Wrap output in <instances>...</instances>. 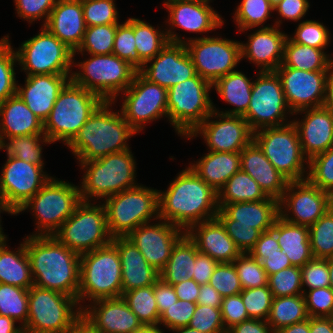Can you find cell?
Listing matches in <instances>:
<instances>
[{
	"mask_svg": "<svg viewBox=\"0 0 333 333\" xmlns=\"http://www.w3.org/2000/svg\"><path fill=\"white\" fill-rule=\"evenodd\" d=\"M121 260L122 294L136 288L154 285L159 271L151 266L139 249L126 237L112 238Z\"/></svg>",
	"mask_w": 333,
	"mask_h": 333,
	"instance_id": "cell-28",
	"label": "cell"
},
{
	"mask_svg": "<svg viewBox=\"0 0 333 333\" xmlns=\"http://www.w3.org/2000/svg\"><path fill=\"white\" fill-rule=\"evenodd\" d=\"M43 27L40 34L22 44L17 60L23 70H30L28 75H68L73 51Z\"/></svg>",
	"mask_w": 333,
	"mask_h": 333,
	"instance_id": "cell-14",
	"label": "cell"
},
{
	"mask_svg": "<svg viewBox=\"0 0 333 333\" xmlns=\"http://www.w3.org/2000/svg\"><path fill=\"white\" fill-rule=\"evenodd\" d=\"M56 2L57 0H15L17 13L25 19H31L33 22L35 19L47 15L44 25L47 23Z\"/></svg>",
	"mask_w": 333,
	"mask_h": 333,
	"instance_id": "cell-65",
	"label": "cell"
},
{
	"mask_svg": "<svg viewBox=\"0 0 333 333\" xmlns=\"http://www.w3.org/2000/svg\"><path fill=\"white\" fill-rule=\"evenodd\" d=\"M216 204H218V192L189 167L177 176L166 193L159 192L160 212L156 218L170 221V224L179 228L187 227L192 231L191 229H194L203 217L207 216L206 220L216 218L219 210ZM211 210L213 212L210 215L208 213Z\"/></svg>",
	"mask_w": 333,
	"mask_h": 333,
	"instance_id": "cell-2",
	"label": "cell"
},
{
	"mask_svg": "<svg viewBox=\"0 0 333 333\" xmlns=\"http://www.w3.org/2000/svg\"><path fill=\"white\" fill-rule=\"evenodd\" d=\"M122 296V269L117 248L108 244L80 254V286L77 301Z\"/></svg>",
	"mask_w": 333,
	"mask_h": 333,
	"instance_id": "cell-5",
	"label": "cell"
},
{
	"mask_svg": "<svg viewBox=\"0 0 333 333\" xmlns=\"http://www.w3.org/2000/svg\"><path fill=\"white\" fill-rule=\"evenodd\" d=\"M207 4L197 0H169L164 3L169 9L172 25L191 32H208L222 26L220 16Z\"/></svg>",
	"mask_w": 333,
	"mask_h": 333,
	"instance_id": "cell-32",
	"label": "cell"
},
{
	"mask_svg": "<svg viewBox=\"0 0 333 333\" xmlns=\"http://www.w3.org/2000/svg\"><path fill=\"white\" fill-rule=\"evenodd\" d=\"M28 291L29 289L0 283V316L10 317L16 320H24L28 317Z\"/></svg>",
	"mask_w": 333,
	"mask_h": 333,
	"instance_id": "cell-46",
	"label": "cell"
},
{
	"mask_svg": "<svg viewBox=\"0 0 333 333\" xmlns=\"http://www.w3.org/2000/svg\"><path fill=\"white\" fill-rule=\"evenodd\" d=\"M307 0H282L274 10H278L283 18L299 20L308 10Z\"/></svg>",
	"mask_w": 333,
	"mask_h": 333,
	"instance_id": "cell-69",
	"label": "cell"
},
{
	"mask_svg": "<svg viewBox=\"0 0 333 333\" xmlns=\"http://www.w3.org/2000/svg\"><path fill=\"white\" fill-rule=\"evenodd\" d=\"M124 92L127 96L121 112L136 132L141 130L142 122L168 115L167 89L147 80L139 71Z\"/></svg>",
	"mask_w": 333,
	"mask_h": 333,
	"instance_id": "cell-17",
	"label": "cell"
},
{
	"mask_svg": "<svg viewBox=\"0 0 333 333\" xmlns=\"http://www.w3.org/2000/svg\"><path fill=\"white\" fill-rule=\"evenodd\" d=\"M275 72L280 77L285 99L293 112L308 107H322L328 71H304L281 64Z\"/></svg>",
	"mask_w": 333,
	"mask_h": 333,
	"instance_id": "cell-19",
	"label": "cell"
},
{
	"mask_svg": "<svg viewBox=\"0 0 333 333\" xmlns=\"http://www.w3.org/2000/svg\"><path fill=\"white\" fill-rule=\"evenodd\" d=\"M28 238L25 247L31 274L36 275L33 279L34 285L77 299L80 286V254L61 244L53 235L35 234Z\"/></svg>",
	"mask_w": 333,
	"mask_h": 333,
	"instance_id": "cell-1",
	"label": "cell"
},
{
	"mask_svg": "<svg viewBox=\"0 0 333 333\" xmlns=\"http://www.w3.org/2000/svg\"><path fill=\"white\" fill-rule=\"evenodd\" d=\"M16 52L12 50L8 39L0 40V103L16 94L14 62Z\"/></svg>",
	"mask_w": 333,
	"mask_h": 333,
	"instance_id": "cell-51",
	"label": "cell"
},
{
	"mask_svg": "<svg viewBox=\"0 0 333 333\" xmlns=\"http://www.w3.org/2000/svg\"><path fill=\"white\" fill-rule=\"evenodd\" d=\"M14 323L15 320L10 317L0 316V333H24L23 328H15Z\"/></svg>",
	"mask_w": 333,
	"mask_h": 333,
	"instance_id": "cell-78",
	"label": "cell"
},
{
	"mask_svg": "<svg viewBox=\"0 0 333 333\" xmlns=\"http://www.w3.org/2000/svg\"><path fill=\"white\" fill-rule=\"evenodd\" d=\"M280 250L276 234L272 230L262 232L248 254H272Z\"/></svg>",
	"mask_w": 333,
	"mask_h": 333,
	"instance_id": "cell-70",
	"label": "cell"
},
{
	"mask_svg": "<svg viewBox=\"0 0 333 333\" xmlns=\"http://www.w3.org/2000/svg\"><path fill=\"white\" fill-rule=\"evenodd\" d=\"M121 297L143 326H156L159 323L160 315L155 301L154 285L129 290Z\"/></svg>",
	"mask_w": 333,
	"mask_h": 333,
	"instance_id": "cell-44",
	"label": "cell"
},
{
	"mask_svg": "<svg viewBox=\"0 0 333 333\" xmlns=\"http://www.w3.org/2000/svg\"><path fill=\"white\" fill-rule=\"evenodd\" d=\"M103 102L100 96L73 83L69 78L49 117L44 121L43 142L63 140L69 144Z\"/></svg>",
	"mask_w": 333,
	"mask_h": 333,
	"instance_id": "cell-4",
	"label": "cell"
},
{
	"mask_svg": "<svg viewBox=\"0 0 333 333\" xmlns=\"http://www.w3.org/2000/svg\"><path fill=\"white\" fill-rule=\"evenodd\" d=\"M197 303L179 300L160 315L159 323H164L170 329L188 326L194 314Z\"/></svg>",
	"mask_w": 333,
	"mask_h": 333,
	"instance_id": "cell-63",
	"label": "cell"
},
{
	"mask_svg": "<svg viewBox=\"0 0 333 333\" xmlns=\"http://www.w3.org/2000/svg\"><path fill=\"white\" fill-rule=\"evenodd\" d=\"M303 295L274 297L267 323L273 332L308 319Z\"/></svg>",
	"mask_w": 333,
	"mask_h": 333,
	"instance_id": "cell-43",
	"label": "cell"
},
{
	"mask_svg": "<svg viewBox=\"0 0 333 333\" xmlns=\"http://www.w3.org/2000/svg\"><path fill=\"white\" fill-rule=\"evenodd\" d=\"M6 243H0V283L30 289L34 283L25 242L16 254L7 250Z\"/></svg>",
	"mask_w": 333,
	"mask_h": 333,
	"instance_id": "cell-38",
	"label": "cell"
},
{
	"mask_svg": "<svg viewBox=\"0 0 333 333\" xmlns=\"http://www.w3.org/2000/svg\"><path fill=\"white\" fill-rule=\"evenodd\" d=\"M181 237L179 227L164 221L152 226L142 224L126 238L139 249L146 261L160 272L166 266L173 247Z\"/></svg>",
	"mask_w": 333,
	"mask_h": 333,
	"instance_id": "cell-22",
	"label": "cell"
},
{
	"mask_svg": "<svg viewBox=\"0 0 333 333\" xmlns=\"http://www.w3.org/2000/svg\"><path fill=\"white\" fill-rule=\"evenodd\" d=\"M81 201L79 188L64 181H57L50 178L15 214L27 209L31 205V209L36 211L35 214L39 221L38 228H42L41 231H48L45 234L40 233L38 235L50 236L74 213Z\"/></svg>",
	"mask_w": 333,
	"mask_h": 333,
	"instance_id": "cell-13",
	"label": "cell"
},
{
	"mask_svg": "<svg viewBox=\"0 0 333 333\" xmlns=\"http://www.w3.org/2000/svg\"><path fill=\"white\" fill-rule=\"evenodd\" d=\"M296 126L303 154L312 159L333 147V113L323 107L307 111L302 123L293 122Z\"/></svg>",
	"mask_w": 333,
	"mask_h": 333,
	"instance_id": "cell-29",
	"label": "cell"
},
{
	"mask_svg": "<svg viewBox=\"0 0 333 333\" xmlns=\"http://www.w3.org/2000/svg\"><path fill=\"white\" fill-rule=\"evenodd\" d=\"M156 190L137 186L107 197L104 204L111 238L127 237L133 230L158 213Z\"/></svg>",
	"mask_w": 333,
	"mask_h": 333,
	"instance_id": "cell-8",
	"label": "cell"
},
{
	"mask_svg": "<svg viewBox=\"0 0 333 333\" xmlns=\"http://www.w3.org/2000/svg\"><path fill=\"white\" fill-rule=\"evenodd\" d=\"M53 236L78 254L110 244L112 238L107 227L104 205L91 206L89 201L82 200Z\"/></svg>",
	"mask_w": 333,
	"mask_h": 333,
	"instance_id": "cell-10",
	"label": "cell"
},
{
	"mask_svg": "<svg viewBox=\"0 0 333 333\" xmlns=\"http://www.w3.org/2000/svg\"><path fill=\"white\" fill-rule=\"evenodd\" d=\"M118 24H105L86 27L83 41L78 48L82 52L87 49L90 55L112 54L114 37Z\"/></svg>",
	"mask_w": 333,
	"mask_h": 333,
	"instance_id": "cell-47",
	"label": "cell"
},
{
	"mask_svg": "<svg viewBox=\"0 0 333 333\" xmlns=\"http://www.w3.org/2000/svg\"><path fill=\"white\" fill-rule=\"evenodd\" d=\"M215 112V113H214ZM213 112L201 124H199L189 135L196 136L198 131H202L207 145L211 151L215 152H241L252 140L253 131L250 129L248 122L239 115H228L223 112L219 117L224 120L209 122ZM208 121V122H207Z\"/></svg>",
	"mask_w": 333,
	"mask_h": 333,
	"instance_id": "cell-20",
	"label": "cell"
},
{
	"mask_svg": "<svg viewBox=\"0 0 333 333\" xmlns=\"http://www.w3.org/2000/svg\"><path fill=\"white\" fill-rule=\"evenodd\" d=\"M221 210L235 224L250 225V227L265 232L273 228L279 217V201L268 197L255 202H237L225 204Z\"/></svg>",
	"mask_w": 333,
	"mask_h": 333,
	"instance_id": "cell-34",
	"label": "cell"
},
{
	"mask_svg": "<svg viewBox=\"0 0 333 333\" xmlns=\"http://www.w3.org/2000/svg\"><path fill=\"white\" fill-rule=\"evenodd\" d=\"M310 172L307 180L325 192L333 191V147L308 160Z\"/></svg>",
	"mask_w": 333,
	"mask_h": 333,
	"instance_id": "cell-52",
	"label": "cell"
},
{
	"mask_svg": "<svg viewBox=\"0 0 333 333\" xmlns=\"http://www.w3.org/2000/svg\"><path fill=\"white\" fill-rule=\"evenodd\" d=\"M310 333H333V317H309Z\"/></svg>",
	"mask_w": 333,
	"mask_h": 333,
	"instance_id": "cell-74",
	"label": "cell"
},
{
	"mask_svg": "<svg viewBox=\"0 0 333 333\" xmlns=\"http://www.w3.org/2000/svg\"><path fill=\"white\" fill-rule=\"evenodd\" d=\"M286 39L282 64L304 71H330L333 61L327 59L322 49L295 43Z\"/></svg>",
	"mask_w": 333,
	"mask_h": 333,
	"instance_id": "cell-40",
	"label": "cell"
},
{
	"mask_svg": "<svg viewBox=\"0 0 333 333\" xmlns=\"http://www.w3.org/2000/svg\"><path fill=\"white\" fill-rule=\"evenodd\" d=\"M275 333H310L309 332V318L278 329Z\"/></svg>",
	"mask_w": 333,
	"mask_h": 333,
	"instance_id": "cell-75",
	"label": "cell"
},
{
	"mask_svg": "<svg viewBox=\"0 0 333 333\" xmlns=\"http://www.w3.org/2000/svg\"><path fill=\"white\" fill-rule=\"evenodd\" d=\"M202 333H227L224 328L221 309L197 304L188 325Z\"/></svg>",
	"mask_w": 333,
	"mask_h": 333,
	"instance_id": "cell-59",
	"label": "cell"
},
{
	"mask_svg": "<svg viewBox=\"0 0 333 333\" xmlns=\"http://www.w3.org/2000/svg\"><path fill=\"white\" fill-rule=\"evenodd\" d=\"M133 30L136 50L145 65L152 61L168 42L185 44V41L179 40L175 34H171L170 30L167 34L158 33L154 27L139 19L133 18Z\"/></svg>",
	"mask_w": 333,
	"mask_h": 333,
	"instance_id": "cell-41",
	"label": "cell"
},
{
	"mask_svg": "<svg viewBox=\"0 0 333 333\" xmlns=\"http://www.w3.org/2000/svg\"><path fill=\"white\" fill-rule=\"evenodd\" d=\"M209 284L222 297L236 295L242 291V286L233 263H218L211 275Z\"/></svg>",
	"mask_w": 333,
	"mask_h": 333,
	"instance_id": "cell-58",
	"label": "cell"
},
{
	"mask_svg": "<svg viewBox=\"0 0 333 333\" xmlns=\"http://www.w3.org/2000/svg\"><path fill=\"white\" fill-rule=\"evenodd\" d=\"M42 167L8 156L0 178V196L14 214L50 180L41 173Z\"/></svg>",
	"mask_w": 333,
	"mask_h": 333,
	"instance_id": "cell-18",
	"label": "cell"
},
{
	"mask_svg": "<svg viewBox=\"0 0 333 333\" xmlns=\"http://www.w3.org/2000/svg\"><path fill=\"white\" fill-rule=\"evenodd\" d=\"M68 75H27L25 88L17 87L16 94L43 123L49 117L59 93L67 84Z\"/></svg>",
	"mask_w": 333,
	"mask_h": 333,
	"instance_id": "cell-26",
	"label": "cell"
},
{
	"mask_svg": "<svg viewBox=\"0 0 333 333\" xmlns=\"http://www.w3.org/2000/svg\"><path fill=\"white\" fill-rule=\"evenodd\" d=\"M197 253L195 243L183 233L173 247L166 266L159 272L160 278L171 285L181 283L187 278L193 279L192 268Z\"/></svg>",
	"mask_w": 333,
	"mask_h": 333,
	"instance_id": "cell-37",
	"label": "cell"
},
{
	"mask_svg": "<svg viewBox=\"0 0 333 333\" xmlns=\"http://www.w3.org/2000/svg\"><path fill=\"white\" fill-rule=\"evenodd\" d=\"M134 161L129 149L95 160L80 161L82 167L89 166L80 190L81 200H88L89 195L109 197L137 187L133 184L135 176Z\"/></svg>",
	"mask_w": 333,
	"mask_h": 333,
	"instance_id": "cell-7",
	"label": "cell"
},
{
	"mask_svg": "<svg viewBox=\"0 0 333 333\" xmlns=\"http://www.w3.org/2000/svg\"><path fill=\"white\" fill-rule=\"evenodd\" d=\"M274 10L268 0H243L238 6L235 19L240 30H246L261 25Z\"/></svg>",
	"mask_w": 333,
	"mask_h": 333,
	"instance_id": "cell-56",
	"label": "cell"
},
{
	"mask_svg": "<svg viewBox=\"0 0 333 333\" xmlns=\"http://www.w3.org/2000/svg\"><path fill=\"white\" fill-rule=\"evenodd\" d=\"M267 321L259 319H248L239 324L234 325L227 333H270L267 327ZM275 333V332H273Z\"/></svg>",
	"mask_w": 333,
	"mask_h": 333,
	"instance_id": "cell-73",
	"label": "cell"
},
{
	"mask_svg": "<svg viewBox=\"0 0 333 333\" xmlns=\"http://www.w3.org/2000/svg\"><path fill=\"white\" fill-rule=\"evenodd\" d=\"M212 87L198 74L167 90L168 116L182 135H189L213 112L208 91Z\"/></svg>",
	"mask_w": 333,
	"mask_h": 333,
	"instance_id": "cell-9",
	"label": "cell"
},
{
	"mask_svg": "<svg viewBox=\"0 0 333 333\" xmlns=\"http://www.w3.org/2000/svg\"><path fill=\"white\" fill-rule=\"evenodd\" d=\"M259 131L253 132V140L276 170L289 181L305 180L302 177L305 155L293 122L280 127H265Z\"/></svg>",
	"mask_w": 333,
	"mask_h": 333,
	"instance_id": "cell-12",
	"label": "cell"
},
{
	"mask_svg": "<svg viewBox=\"0 0 333 333\" xmlns=\"http://www.w3.org/2000/svg\"><path fill=\"white\" fill-rule=\"evenodd\" d=\"M259 78L252 85L250 104L243 118L255 132L265 127L284 126V109L288 104L280 77L275 71H260ZM279 121V122H278Z\"/></svg>",
	"mask_w": 333,
	"mask_h": 333,
	"instance_id": "cell-15",
	"label": "cell"
},
{
	"mask_svg": "<svg viewBox=\"0 0 333 333\" xmlns=\"http://www.w3.org/2000/svg\"><path fill=\"white\" fill-rule=\"evenodd\" d=\"M224 225L227 234L232 238L241 253H249L259 239L262 232L250 225L235 224L220 208L216 216Z\"/></svg>",
	"mask_w": 333,
	"mask_h": 333,
	"instance_id": "cell-55",
	"label": "cell"
},
{
	"mask_svg": "<svg viewBox=\"0 0 333 333\" xmlns=\"http://www.w3.org/2000/svg\"><path fill=\"white\" fill-rule=\"evenodd\" d=\"M99 308L82 311V317L100 333H133L143 324L122 297L98 299ZM98 309V310H96Z\"/></svg>",
	"mask_w": 333,
	"mask_h": 333,
	"instance_id": "cell-24",
	"label": "cell"
},
{
	"mask_svg": "<svg viewBox=\"0 0 333 333\" xmlns=\"http://www.w3.org/2000/svg\"><path fill=\"white\" fill-rule=\"evenodd\" d=\"M179 300L196 303L200 292V285L194 280L187 278L181 283L173 285Z\"/></svg>",
	"mask_w": 333,
	"mask_h": 333,
	"instance_id": "cell-71",
	"label": "cell"
},
{
	"mask_svg": "<svg viewBox=\"0 0 333 333\" xmlns=\"http://www.w3.org/2000/svg\"><path fill=\"white\" fill-rule=\"evenodd\" d=\"M294 187L299 190L287 198L285 194L293 191ZM285 191L279 200V216L286 222L310 227L330 209L329 193L311 184L306 178L301 181H289ZM283 203L293 211L295 218L289 219L286 214L282 213Z\"/></svg>",
	"mask_w": 333,
	"mask_h": 333,
	"instance_id": "cell-21",
	"label": "cell"
},
{
	"mask_svg": "<svg viewBox=\"0 0 333 333\" xmlns=\"http://www.w3.org/2000/svg\"><path fill=\"white\" fill-rule=\"evenodd\" d=\"M253 258L259 260L267 275H272L278 271L292 266L289 258L281 249L272 254H250Z\"/></svg>",
	"mask_w": 333,
	"mask_h": 333,
	"instance_id": "cell-66",
	"label": "cell"
},
{
	"mask_svg": "<svg viewBox=\"0 0 333 333\" xmlns=\"http://www.w3.org/2000/svg\"><path fill=\"white\" fill-rule=\"evenodd\" d=\"M271 230L276 234L280 249L285 252L292 266L301 268L313 258L309 227L291 224L279 216Z\"/></svg>",
	"mask_w": 333,
	"mask_h": 333,
	"instance_id": "cell-35",
	"label": "cell"
},
{
	"mask_svg": "<svg viewBox=\"0 0 333 333\" xmlns=\"http://www.w3.org/2000/svg\"><path fill=\"white\" fill-rule=\"evenodd\" d=\"M112 53L120 59L126 60L137 71L145 66V62L139 57L136 50L133 18L128 19L122 25H117Z\"/></svg>",
	"mask_w": 333,
	"mask_h": 333,
	"instance_id": "cell-48",
	"label": "cell"
},
{
	"mask_svg": "<svg viewBox=\"0 0 333 333\" xmlns=\"http://www.w3.org/2000/svg\"><path fill=\"white\" fill-rule=\"evenodd\" d=\"M41 134L10 137V143L6 144L1 142V148L6 147L8 156L16 157L17 159L33 163L36 165H43L41 160V146L39 144Z\"/></svg>",
	"mask_w": 333,
	"mask_h": 333,
	"instance_id": "cell-54",
	"label": "cell"
},
{
	"mask_svg": "<svg viewBox=\"0 0 333 333\" xmlns=\"http://www.w3.org/2000/svg\"><path fill=\"white\" fill-rule=\"evenodd\" d=\"M287 36L273 27L260 28L249 38L248 44H241L242 58L248 57L261 71H275L283 62L284 45Z\"/></svg>",
	"mask_w": 333,
	"mask_h": 333,
	"instance_id": "cell-31",
	"label": "cell"
},
{
	"mask_svg": "<svg viewBox=\"0 0 333 333\" xmlns=\"http://www.w3.org/2000/svg\"><path fill=\"white\" fill-rule=\"evenodd\" d=\"M110 103L104 101L68 144L79 160H95L129 149L124 141L136 131L123 115L107 110Z\"/></svg>",
	"mask_w": 333,
	"mask_h": 333,
	"instance_id": "cell-3",
	"label": "cell"
},
{
	"mask_svg": "<svg viewBox=\"0 0 333 333\" xmlns=\"http://www.w3.org/2000/svg\"><path fill=\"white\" fill-rule=\"evenodd\" d=\"M67 333H100L81 317Z\"/></svg>",
	"mask_w": 333,
	"mask_h": 333,
	"instance_id": "cell-77",
	"label": "cell"
},
{
	"mask_svg": "<svg viewBox=\"0 0 333 333\" xmlns=\"http://www.w3.org/2000/svg\"><path fill=\"white\" fill-rule=\"evenodd\" d=\"M253 82L238 71H232L219 78L212 86L228 103L237 107L224 114L243 116L249 107Z\"/></svg>",
	"mask_w": 333,
	"mask_h": 333,
	"instance_id": "cell-39",
	"label": "cell"
},
{
	"mask_svg": "<svg viewBox=\"0 0 333 333\" xmlns=\"http://www.w3.org/2000/svg\"><path fill=\"white\" fill-rule=\"evenodd\" d=\"M0 208H1L3 211H7V212H9V213L14 214V213L10 210V208L6 205L5 201L3 200V198H2L1 196H0ZM1 209H0V211H1ZM4 236H5V235H3L2 231H1V227H0V243H3V242L6 241V240H5L6 237H4Z\"/></svg>",
	"mask_w": 333,
	"mask_h": 333,
	"instance_id": "cell-79",
	"label": "cell"
},
{
	"mask_svg": "<svg viewBox=\"0 0 333 333\" xmlns=\"http://www.w3.org/2000/svg\"><path fill=\"white\" fill-rule=\"evenodd\" d=\"M327 77L325 97L322 107L333 113V72ZM328 91V92H327Z\"/></svg>",
	"mask_w": 333,
	"mask_h": 333,
	"instance_id": "cell-76",
	"label": "cell"
},
{
	"mask_svg": "<svg viewBox=\"0 0 333 333\" xmlns=\"http://www.w3.org/2000/svg\"><path fill=\"white\" fill-rule=\"evenodd\" d=\"M188 44L186 48L196 74L212 85L232 72L242 58L241 43L231 40L202 37L191 39Z\"/></svg>",
	"mask_w": 333,
	"mask_h": 333,
	"instance_id": "cell-16",
	"label": "cell"
},
{
	"mask_svg": "<svg viewBox=\"0 0 333 333\" xmlns=\"http://www.w3.org/2000/svg\"><path fill=\"white\" fill-rule=\"evenodd\" d=\"M78 66L83 69V73L73 74L70 80L97 94L104 101H112L117 92L126 90L137 73L126 60L113 53L92 55L91 59Z\"/></svg>",
	"mask_w": 333,
	"mask_h": 333,
	"instance_id": "cell-11",
	"label": "cell"
},
{
	"mask_svg": "<svg viewBox=\"0 0 333 333\" xmlns=\"http://www.w3.org/2000/svg\"><path fill=\"white\" fill-rule=\"evenodd\" d=\"M302 286L306 284L310 289L330 287V274L327 259L312 258L301 267Z\"/></svg>",
	"mask_w": 333,
	"mask_h": 333,
	"instance_id": "cell-62",
	"label": "cell"
},
{
	"mask_svg": "<svg viewBox=\"0 0 333 333\" xmlns=\"http://www.w3.org/2000/svg\"><path fill=\"white\" fill-rule=\"evenodd\" d=\"M44 26L71 49L74 56L86 30L82 0H57Z\"/></svg>",
	"mask_w": 333,
	"mask_h": 333,
	"instance_id": "cell-25",
	"label": "cell"
},
{
	"mask_svg": "<svg viewBox=\"0 0 333 333\" xmlns=\"http://www.w3.org/2000/svg\"><path fill=\"white\" fill-rule=\"evenodd\" d=\"M75 303L78 301L74 297L33 285L28 291V317L23 332L67 333L82 317V310L72 311Z\"/></svg>",
	"mask_w": 333,
	"mask_h": 333,
	"instance_id": "cell-6",
	"label": "cell"
},
{
	"mask_svg": "<svg viewBox=\"0 0 333 333\" xmlns=\"http://www.w3.org/2000/svg\"><path fill=\"white\" fill-rule=\"evenodd\" d=\"M268 287L273 297L303 295L301 268L290 266L268 276ZM303 293V294H302Z\"/></svg>",
	"mask_w": 333,
	"mask_h": 333,
	"instance_id": "cell-49",
	"label": "cell"
},
{
	"mask_svg": "<svg viewBox=\"0 0 333 333\" xmlns=\"http://www.w3.org/2000/svg\"><path fill=\"white\" fill-rule=\"evenodd\" d=\"M240 166L268 197L281 199L289 180L276 170L254 140L240 152Z\"/></svg>",
	"mask_w": 333,
	"mask_h": 333,
	"instance_id": "cell-27",
	"label": "cell"
},
{
	"mask_svg": "<svg viewBox=\"0 0 333 333\" xmlns=\"http://www.w3.org/2000/svg\"><path fill=\"white\" fill-rule=\"evenodd\" d=\"M86 27L118 24L113 0H82Z\"/></svg>",
	"mask_w": 333,
	"mask_h": 333,
	"instance_id": "cell-57",
	"label": "cell"
},
{
	"mask_svg": "<svg viewBox=\"0 0 333 333\" xmlns=\"http://www.w3.org/2000/svg\"><path fill=\"white\" fill-rule=\"evenodd\" d=\"M240 295L249 318L267 321L274 298L268 285L244 289Z\"/></svg>",
	"mask_w": 333,
	"mask_h": 333,
	"instance_id": "cell-53",
	"label": "cell"
},
{
	"mask_svg": "<svg viewBox=\"0 0 333 333\" xmlns=\"http://www.w3.org/2000/svg\"><path fill=\"white\" fill-rule=\"evenodd\" d=\"M241 253L232 263L234 264L242 290L266 286L268 275L259 260L250 254ZM237 263V264H236Z\"/></svg>",
	"mask_w": 333,
	"mask_h": 333,
	"instance_id": "cell-50",
	"label": "cell"
},
{
	"mask_svg": "<svg viewBox=\"0 0 333 333\" xmlns=\"http://www.w3.org/2000/svg\"><path fill=\"white\" fill-rule=\"evenodd\" d=\"M222 296L209 283L200 285V292L196 301L199 305L221 308Z\"/></svg>",
	"mask_w": 333,
	"mask_h": 333,
	"instance_id": "cell-72",
	"label": "cell"
},
{
	"mask_svg": "<svg viewBox=\"0 0 333 333\" xmlns=\"http://www.w3.org/2000/svg\"><path fill=\"white\" fill-rule=\"evenodd\" d=\"M2 115L1 134L10 137L29 135H44V123L38 118L15 94L0 103V116Z\"/></svg>",
	"mask_w": 333,
	"mask_h": 333,
	"instance_id": "cell-33",
	"label": "cell"
},
{
	"mask_svg": "<svg viewBox=\"0 0 333 333\" xmlns=\"http://www.w3.org/2000/svg\"><path fill=\"white\" fill-rule=\"evenodd\" d=\"M154 296L158 306L159 315H161L167 307L178 301L173 285L164 282L159 278L154 284Z\"/></svg>",
	"mask_w": 333,
	"mask_h": 333,
	"instance_id": "cell-68",
	"label": "cell"
},
{
	"mask_svg": "<svg viewBox=\"0 0 333 333\" xmlns=\"http://www.w3.org/2000/svg\"><path fill=\"white\" fill-rule=\"evenodd\" d=\"M220 309L223 324L226 326L227 323V331L234 325L250 319L240 293L223 297Z\"/></svg>",
	"mask_w": 333,
	"mask_h": 333,
	"instance_id": "cell-64",
	"label": "cell"
},
{
	"mask_svg": "<svg viewBox=\"0 0 333 333\" xmlns=\"http://www.w3.org/2000/svg\"><path fill=\"white\" fill-rule=\"evenodd\" d=\"M313 258L333 257V211L329 209L309 227Z\"/></svg>",
	"mask_w": 333,
	"mask_h": 333,
	"instance_id": "cell-45",
	"label": "cell"
},
{
	"mask_svg": "<svg viewBox=\"0 0 333 333\" xmlns=\"http://www.w3.org/2000/svg\"><path fill=\"white\" fill-rule=\"evenodd\" d=\"M293 42L313 48L323 49L329 41L328 30L316 21L308 20L299 24Z\"/></svg>",
	"mask_w": 333,
	"mask_h": 333,
	"instance_id": "cell-60",
	"label": "cell"
},
{
	"mask_svg": "<svg viewBox=\"0 0 333 333\" xmlns=\"http://www.w3.org/2000/svg\"><path fill=\"white\" fill-rule=\"evenodd\" d=\"M303 296L309 317H333V290L330 287L312 289L308 296Z\"/></svg>",
	"mask_w": 333,
	"mask_h": 333,
	"instance_id": "cell-61",
	"label": "cell"
},
{
	"mask_svg": "<svg viewBox=\"0 0 333 333\" xmlns=\"http://www.w3.org/2000/svg\"><path fill=\"white\" fill-rule=\"evenodd\" d=\"M190 168L216 192L241 169L240 152L210 151Z\"/></svg>",
	"mask_w": 333,
	"mask_h": 333,
	"instance_id": "cell-36",
	"label": "cell"
},
{
	"mask_svg": "<svg viewBox=\"0 0 333 333\" xmlns=\"http://www.w3.org/2000/svg\"><path fill=\"white\" fill-rule=\"evenodd\" d=\"M203 218L197 228L198 235L185 230L195 243L198 252L209 255L218 263H232L240 254L232 238L227 234L224 225L216 217L210 220Z\"/></svg>",
	"mask_w": 333,
	"mask_h": 333,
	"instance_id": "cell-30",
	"label": "cell"
},
{
	"mask_svg": "<svg viewBox=\"0 0 333 333\" xmlns=\"http://www.w3.org/2000/svg\"><path fill=\"white\" fill-rule=\"evenodd\" d=\"M223 192V201L222 190ZM268 196L264 193L258 183L246 172L241 169L237 171L218 192V207L221 209L225 204L237 202H255L267 199ZM221 201V202H220Z\"/></svg>",
	"mask_w": 333,
	"mask_h": 333,
	"instance_id": "cell-42",
	"label": "cell"
},
{
	"mask_svg": "<svg viewBox=\"0 0 333 333\" xmlns=\"http://www.w3.org/2000/svg\"><path fill=\"white\" fill-rule=\"evenodd\" d=\"M217 264L218 262L212 259L209 255L198 252L192 268L193 279L199 285L209 283L211 275L213 274Z\"/></svg>",
	"mask_w": 333,
	"mask_h": 333,
	"instance_id": "cell-67",
	"label": "cell"
},
{
	"mask_svg": "<svg viewBox=\"0 0 333 333\" xmlns=\"http://www.w3.org/2000/svg\"><path fill=\"white\" fill-rule=\"evenodd\" d=\"M133 333H163L157 326H143L140 330Z\"/></svg>",
	"mask_w": 333,
	"mask_h": 333,
	"instance_id": "cell-80",
	"label": "cell"
},
{
	"mask_svg": "<svg viewBox=\"0 0 333 333\" xmlns=\"http://www.w3.org/2000/svg\"><path fill=\"white\" fill-rule=\"evenodd\" d=\"M155 57L150 68L146 70L142 68L139 72L147 80L167 90L196 75L192 59L184 43L168 42Z\"/></svg>",
	"mask_w": 333,
	"mask_h": 333,
	"instance_id": "cell-23",
	"label": "cell"
}]
</instances>
